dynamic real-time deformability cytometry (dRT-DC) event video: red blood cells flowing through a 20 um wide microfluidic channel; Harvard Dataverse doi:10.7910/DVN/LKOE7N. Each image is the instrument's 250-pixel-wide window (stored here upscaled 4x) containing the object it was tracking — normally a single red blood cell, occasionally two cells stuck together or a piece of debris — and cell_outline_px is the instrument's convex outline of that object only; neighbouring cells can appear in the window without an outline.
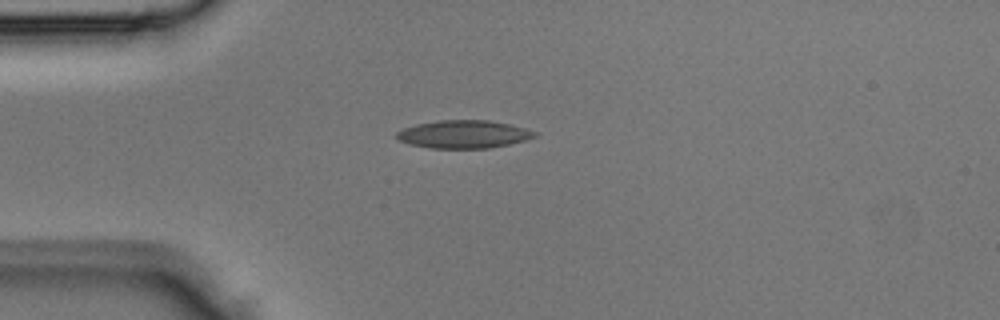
{"species": "Egyptian fruit bat (a non-hibernating species)", "species_latin": "Rousettus aegyptiacus", "temperature_condition": "room temperature", "stored_images_in_passage": 1, "camera_frame_rate_fps": 3000, "um_per_image_px": 0.085, "animal": {"sex": "male"}, "frame": {"image": 1, "passage_image": 1, "time_ms": 0.0, "image_size_px": [1000, 320], "cell_outline_px": [[536, 136], [524, 140], [508, 144], [488, 148], [428, 148], [408, 144], [396, 140], [396, 132], [404, 128], [416, 124], [436, 120], [488, 120], [512, 124], [536, 132]], "centroid_in_image_um": [39.35, 11.41], "position_along_channel_um": 45.7, "area_um2": 22.54}}